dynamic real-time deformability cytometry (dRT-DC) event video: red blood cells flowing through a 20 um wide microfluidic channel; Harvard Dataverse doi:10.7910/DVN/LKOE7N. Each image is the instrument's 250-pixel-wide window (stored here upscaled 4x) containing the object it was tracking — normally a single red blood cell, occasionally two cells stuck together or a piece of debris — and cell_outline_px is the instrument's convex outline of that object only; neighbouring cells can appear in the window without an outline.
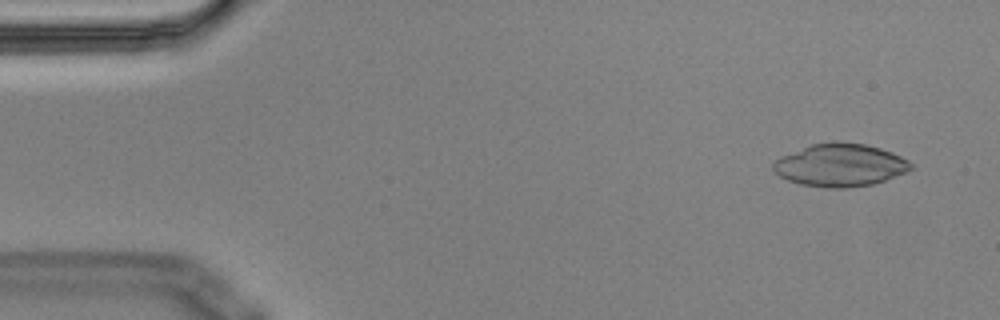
{"species": "Egyptian fruit bat (a non-hibernating species)", "species_latin": "Rousettus aegyptiacus", "temperature_condition": "cold", "stored_images_in_passage": 3, "camera_frame_rate_fps": 3000, "um_per_image_px": 0.085, "animal": {"sex": "male"}, "frame": {"image": 1, "passage_image": 1, "time_ms": 0.0, "image_size_px": [1000, 320], "cell_outline_px": [[912, 168], [908, 172], [872, 184], [844, 188], [824, 188], [800, 184], [788, 180], [780, 176], [772, 168], [772, 164], [780, 156], [812, 144], [832, 140], [864, 144], [880, 148], [892, 152], [908, 160], [912, 164]], "centroid_in_image_um": [71.41, 14.03], "position_along_channel_um": 13.6, "area_um2": 34.39}}